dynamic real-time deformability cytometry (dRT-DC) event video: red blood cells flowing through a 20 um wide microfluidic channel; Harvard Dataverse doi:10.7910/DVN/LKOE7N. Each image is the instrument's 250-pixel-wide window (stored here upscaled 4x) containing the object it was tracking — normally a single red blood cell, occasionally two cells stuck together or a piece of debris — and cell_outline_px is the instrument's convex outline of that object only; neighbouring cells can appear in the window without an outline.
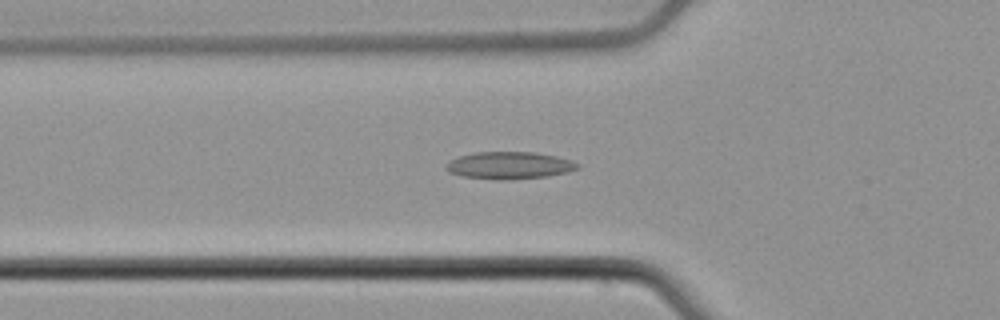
{"species": "common noctule bat (a hibernating species)", "species_latin": "Nyctalus noctula", "temperature_condition": "cold", "stored_images_in_passage": 42, "camera_frame_rate_fps": 3000, "um_per_image_px": 0.085, "animal": {"sex": "male", "body_mass_g": 21.5, "forearm_length_mm": 52.0}, "frame": {"image": 1, "passage_image": 8, "time_ms": 2.333, "image_size_px": [1000, 320], "cell_outline_px": [[580, 168], [568, 172], [548, 176], [508, 180], [496, 180], [464, 176], [448, 172], [444, 168], [452, 160], [460, 156], [476, 152], [536, 152], [556, 156], [572, 160], [580, 164]], "centroid_in_image_um": [43.35, 14.06], "position_along_channel_um": 82.4, "area_um2": 20.92}}
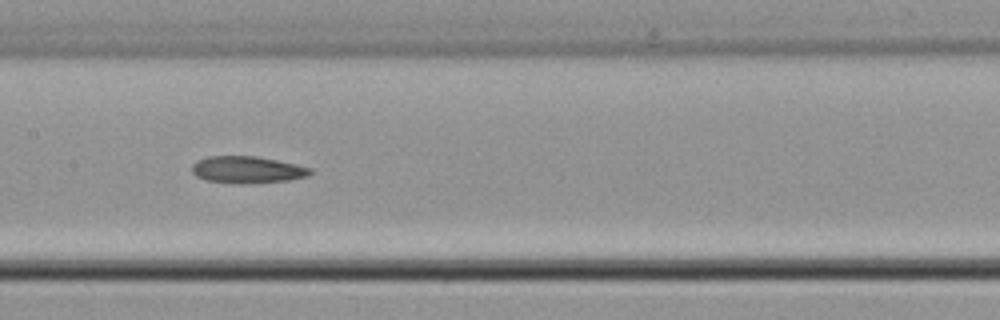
{"frame": {"image": 2, "passage_image": 16, "time_ms": 5.0, "image_size_px": [1000, 320], "cell_outline_px": [[312, 172], [308, 176], [288, 180], [204, 180], [196, 176], [192, 172], [192, 164], [196, 160], [208, 156], [256, 156], [296, 164], [312, 168]], "centroid_in_image_um": [21.0, 14.35], "position_along_channel_um": 186.4, "area_um2": 17.4}}
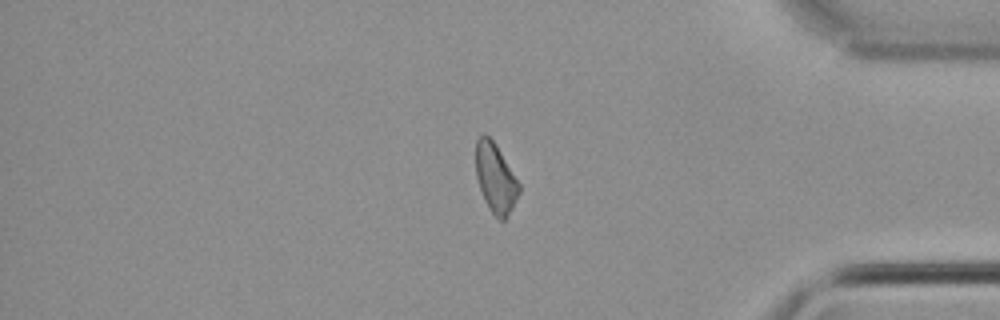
{"frame": {"image": 3, "passage_image": 34, "time_ms": 11.0, "image_size_px": [1000, 320], "cell_outline_px": [[520, 192], [512, 208], [504, 220], [500, 220], [488, 208], [484, 200], [476, 176], [476, 140], [484, 132], [496, 144], [520, 184]], "centroid_in_image_um": [42.11, 15.13], "position_along_channel_um": 393.1, "area_um2": 17.34}, "authors_computed_cell_mechanics": {"area_um2": 18.5249, "velocity_mm_per_s": 3.8873, "shape_relaxation_time_tau1_ms": null, "shape_relaxation_time_tau2_ms": 10.3832, "deformation_change_tau1": null, "deformation_change_tau2": 0.203}}